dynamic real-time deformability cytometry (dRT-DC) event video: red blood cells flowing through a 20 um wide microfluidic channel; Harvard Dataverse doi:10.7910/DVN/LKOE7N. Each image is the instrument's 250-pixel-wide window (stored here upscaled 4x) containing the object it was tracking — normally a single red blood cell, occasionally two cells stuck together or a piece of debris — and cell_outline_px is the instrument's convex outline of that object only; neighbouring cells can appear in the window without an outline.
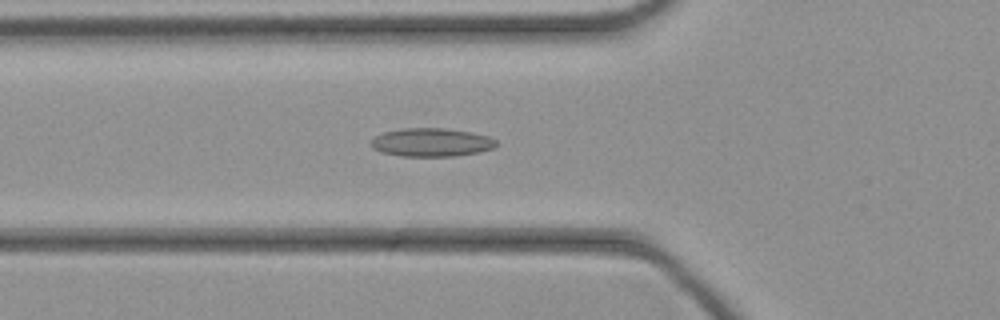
{"species": "common noctule bat (a hibernating species)", "species_latin": "Nyctalus noctula", "temperature_condition": "cold", "stored_images_in_passage": 44, "camera_frame_rate_fps": 3000, "um_per_image_px": 0.085, "animal": {"sex": "female", "body_mass_g": 21.9}, "frame": {"image": 1, "passage_image": 15, "time_ms": 4.667, "image_size_px": [1000, 320], "cell_outline_px": [[496, 148], [480, 152], [456, 156], [400, 156], [380, 152], [372, 148], [372, 140], [376, 136], [384, 132], [404, 128], [444, 128], [472, 132], [488, 136], [496, 140]], "centroid_in_image_um": [36.7, 12.1], "position_along_channel_um": 89.1, "area_um2": 20.81}}
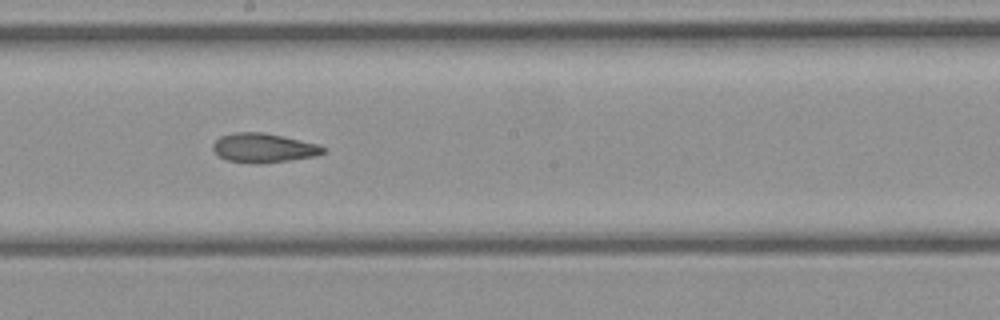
{"frame": {"image": 2, "passage_image": 24, "time_ms": 7.667, "image_size_px": [1000, 320], "cell_outline_px": [[328, 152], [316, 156], [260, 164], [256, 164], [224, 160], [212, 148], [212, 144], [220, 136], [232, 132], [264, 132], [316, 144], [328, 148]], "centroid_in_image_um": [22.4, 12.58], "position_along_channel_um": 225.8, "area_um2": 18.9}}
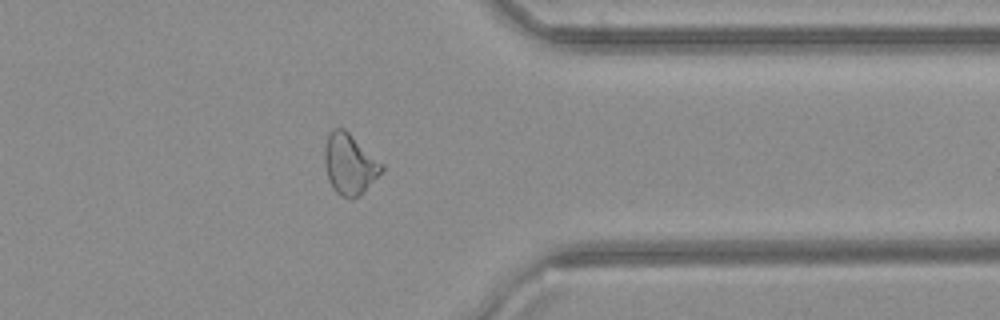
{"frame": {"image": 3, "passage_image": 35, "time_ms": 11.333, "image_size_px": [1000, 320], "cell_outline_px": [[384, 168], [364, 192], [352, 200], [340, 196], [332, 188], [328, 180], [324, 164], [324, 148], [328, 132], [332, 128], [344, 128], [384, 164]], "centroid_in_image_um": [29.69, 13.95], "position_along_channel_um": 381.7, "area_um2": 20.46}}